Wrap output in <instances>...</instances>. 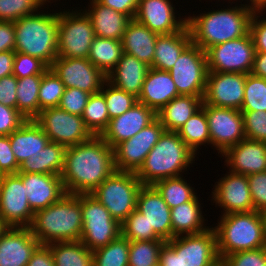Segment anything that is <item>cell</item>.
Wrapping results in <instances>:
<instances>
[{"mask_svg": "<svg viewBox=\"0 0 266 266\" xmlns=\"http://www.w3.org/2000/svg\"><path fill=\"white\" fill-rule=\"evenodd\" d=\"M114 150L101 136L66 149L61 179L68 194H90L115 171Z\"/></svg>", "mask_w": 266, "mask_h": 266, "instance_id": "1", "label": "cell"}, {"mask_svg": "<svg viewBox=\"0 0 266 266\" xmlns=\"http://www.w3.org/2000/svg\"><path fill=\"white\" fill-rule=\"evenodd\" d=\"M255 11L247 4H237L235 7L214 9L197 16L189 15L186 24L191 41L206 52L210 47L245 36Z\"/></svg>", "mask_w": 266, "mask_h": 266, "instance_id": "2", "label": "cell"}, {"mask_svg": "<svg viewBox=\"0 0 266 266\" xmlns=\"http://www.w3.org/2000/svg\"><path fill=\"white\" fill-rule=\"evenodd\" d=\"M29 229L40 245L80 240L83 217L79 194L66 193L59 201L36 211Z\"/></svg>", "mask_w": 266, "mask_h": 266, "instance_id": "3", "label": "cell"}, {"mask_svg": "<svg viewBox=\"0 0 266 266\" xmlns=\"http://www.w3.org/2000/svg\"><path fill=\"white\" fill-rule=\"evenodd\" d=\"M212 226L217 238L220 259L247 250L266 247V214L258 211L230 213L220 216Z\"/></svg>", "mask_w": 266, "mask_h": 266, "instance_id": "4", "label": "cell"}, {"mask_svg": "<svg viewBox=\"0 0 266 266\" xmlns=\"http://www.w3.org/2000/svg\"><path fill=\"white\" fill-rule=\"evenodd\" d=\"M195 157L177 132L164 131L135 174L142 185H153L161 179L182 176Z\"/></svg>", "mask_w": 266, "mask_h": 266, "instance_id": "5", "label": "cell"}, {"mask_svg": "<svg viewBox=\"0 0 266 266\" xmlns=\"http://www.w3.org/2000/svg\"><path fill=\"white\" fill-rule=\"evenodd\" d=\"M40 12L14 22V51L39 58L50 67L58 57V13Z\"/></svg>", "mask_w": 266, "mask_h": 266, "instance_id": "6", "label": "cell"}, {"mask_svg": "<svg viewBox=\"0 0 266 266\" xmlns=\"http://www.w3.org/2000/svg\"><path fill=\"white\" fill-rule=\"evenodd\" d=\"M158 266H221L215 230L175 236L159 253Z\"/></svg>", "mask_w": 266, "mask_h": 266, "instance_id": "7", "label": "cell"}, {"mask_svg": "<svg viewBox=\"0 0 266 266\" xmlns=\"http://www.w3.org/2000/svg\"><path fill=\"white\" fill-rule=\"evenodd\" d=\"M141 187L135 173L115 170L90 194L122 223L136 209Z\"/></svg>", "mask_w": 266, "mask_h": 266, "instance_id": "8", "label": "cell"}, {"mask_svg": "<svg viewBox=\"0 0 266 266\" xmlns=\"http://www.w3.org/2000/svg\"><path fill=\"white\" fill-rule=\"evenodd\" d=\"M83 229L80 241L91 251L106 246L122 234L121 223L91 194H79Z\"/></svg>", "mask_w": 266, "mask_h": 266, "instance_id": "9", "label": "cell"}, {"mask_svg": "<svg viewBox=\"0 0 266 266\" xmlns=\"http://www.w3.org/2000/svg\"><path fill=\"white\" fill-rule=\"evenodd\" d=\"M75 10L58 12V56L88 58L94 29L83 9Z\"/></svg>", "mask_w": 266, "mask_h": 266, "instance_id": "10", "label": "cell"}, {"mask_svg": "<svg viewBox=\"0 0 266 266\" xmlns=\"http://www.w3.org/2000/svg\"><path fill=\"white\" fill-rule=\"evenodd\" d=\"M208 65L206 52L191 43L169 70L180 95L204 96Z\"/></svg>", "mask_w": 266, "mask_h": 266, "instance_id": "11", "label": "cell"}, {"mask_svg": "<svg viewBox=\"0 0 266 266\" xmlns=\"http://www.w3.org/2000/svg\"><path fill=\"white\" fill-rule=\"evenodd\" d=\"M255 47L250 33L210 47L206 51L209 72L249 74L252 71Z\"/></svg>", "mask_w": 266, "mask_h": 266, "instance_id": "12", "label": "cell"}, {"mask_svg": "<svg viewBox=\"0 0 266 266\" xmlns=\"http://www.w3.org/2000/svg\"><path fill=\"white\" fill-rule=\"evenodd\" d=\"M34 121L51 142L66 147L81 144L94 136L81 116L70 114L59 107L41 110Z\"/></svg>", "mask_w": 266, "mask_h": 266, "instance_id": "13", "label": "cell"}, {"mask_svg": "<svg viewBox=\"0 0 266 266\" xmlns=\"http://www.w3.org/2000/svg\"><path fill=\"white\" fill-rule=\"evenodd\" d=\"M208 121L211 147L222 155L245 139L243 115L240 110L202 104Z\"/></svg>", "mask_w": 266, "mask_h": 266, "instance_id": "14", "label": "cell"}, {"mask_svg": "<svg viewBox=\"0 0 266 266\" xmlns=\"http://www.w3.org/2000/svg\"><path fill=\"white\" fill-rule=\"evenodd\" d=\"M164 131L160 120L156 118L134 137L118 144L113 149L115 169L136 173Z\"/></svg>", "mask_w": 266, "mask_h": 266, "instance_id": "15", "label": "cell"}, {"mask_svg": "<svg viewBox=\"0 0 266 266\" xmlns=\"http://www.w3.org/2000/svg\"><path fill=\"white\" fill-rule=\"evenodd\" d=\"M25 186L17 174L0 176V218L7 227H29L34 212Z\"/></svg>", "mask_w": 266, "mask_h": 266, "instance_id": "16", "label": "cell"}, {"mask_svg": "<svg viewBox=\"0 0 266 266\" xmlns=\"http://www.w3.org/2000/svg\"><path fill=\"white\" fill-rule=\"evenodd\" d=\"M50 68L65 88H79L90 94L100 92L107 81L106 75L87 58L57 57Z\"/></svg>", "mask_w": 266, "mask_h": 266, "instance_id": "17", "label": "cell"}, {"mask_svg": "<svg viewBox=\"0 0 266 266\" xmlns=\"http://www.w3.org/2000/svg\"><path fill=\"white\" fill-rule=\"evenodd\" d=\"M244 73L208 72L203 103L240 110L244 99Z\"/></svg>", "mask_w": 266, "mask_h": 266, "instance_id": "18", "label": "cell"}, {"mask_svg": "<svg viewBox=\"0 0 266 266\" xmlns=\"http://www.w3.org/2000/svg\"><path fill=\"white\" fill-rule=\"evenodd\" d=\"M215 182L212 191V201L223 214L254 211L247 175L228 172Z\"/></svg>", "mask_w": 266, "mask_h": 266, "instance_id": "19", "label": "cell"}, {"mask_svg": "<svg viewBox=\"0 0 266 266\" xmlns=\"http://www.w3.org/2000/svg\"><path fill=\"white\" fill-rule=\"evenodd\" d=\"M156 118L157 113L154 110L137 102L124 114L111 119L101 137L114 149L118 144L134 137Z\"/></svg>", "mask_w": 266, "mask_h": 266, "instance_id": "20", "label": "cell"}, {"mask_svg": "<svg viewBox=\"0 0 266 266\" xmlns=\"http://www.w3.org/2000/svg\"><path fill=\"white\" fill-rule=\"evenodd\" d=\"M170 0H139L135 20L157 34H172L180 31L187 19L176 17ZM180 18V19H179Z\"/></svg>", "mask_w": 266, "mask_h": 266, "instance_id": "21", "label": "cell"}, {"mask_svg": "<svg viewBox=\"0 0 266 266\" xmlns=\"http://www.w3.org/2000/svg\"><path fill=\"white\" fill-rule=\"evenodd\" d=\"M136 209L145 215L149 228L161 239H172L171 209L153 185H142Z\"/></svg>", "mask_w": 266, "mask_h": 266, "instance_id": "22", "label": "cell"}, {"mask_svg": "<svg viewBox=\"0 0 266 266\" xmlns=\"http://www.w3.org/2000/svg\"><path fill=\"white\" fill-rule=\"evenodd\" d=\"M39 245L29 227H8L0 236V266H26Z\"/></svg>", "mask_w": 266, "mask_h": 266, "instance_id": "23", "label": "cell"}, {"mask_svg": "<svg viewBox=\"0 0 266 266\" xmlns=\"http://www.w3.org/2000/svg\"><path fill=\"white\" fill-rule=\"evenodd\" d=\"M25 186L31 210L47 208L59 201L65 194L61 176L41 173H17Z\"/></svg>", "mask_w": 266, "mask_h": 266, "instance_id": "24", "label": "cell"}, {"mask_svg": "<svg viewBox=\"0 0 266 266\" xmlns=\"http://www.w3.org/2000/svg\"><path fill=\"white\" fill-rule=\"evenodd\" d=\"M222 156L230 172L248 176L266 171V142L245 138Z\"/></svg>", "mask_w": 266, "mask_h": 266, "instance_id": "25", "label": "cell"}, {"mask_svg": "<svg viewBox=\"0 0 266 266\" xmlns=\"http://www.w3.org/2000/svg\"><path fill=\"white\" fill-rule=\"evenodd\" d=\"M179 95L169 71L150 67L144 80L142 91L138 96V102L157 113Z\"/></svg>", "mask_w": 266, "mask_h": 266, "instance_id": "26", "label": "cell"}, {"mask_svg": "<svg viewBox=\"0 0 266 266\" xmlns=\"http://www.w3.org/2000/svg\"><path fill=\"white\" fill-rule=\"evenodd\" d=\"M149 69L150 66L135 56L123 52L116 67L107 74V82L138 98Z\"/></svg>", "mask_w": 266, "mask_h": 266, "instance_id": "27", "label": "cell"}, {"mask_svg": "<svg viewBox=\"0 0 266 266\" xmlns=\"http://www.w3.org/2000/svg\"><path fill=\"white\" fill-rule=\"evenodd\" d=\"M91 20L94 34L97 37L122 40L128 23V15L106 7L96 0H90L88 9L83 10Z\"/></svg>", "mask_w": 266, "mask_h": 266, "instance_id": "28", "label": "cell"}, {"mask_svg": "<svg viewBox=\"0 0 266 266\" xmlns=\"http://www.w3.org/2000/svg\"><path fill=\"white\" fill-rule=\"evenodd\" d=\"M158 35L145 25L132 19L128 23L121 40L123 52L135 56L151 67Z\"/></svg>", "mask_w": 266, "mask_h": 266, "instance_id": "29", "label": "cell"}, {"mask_svg": "<svg viewBox=\"0 0 266 266\" xmlns=\"http://www.w3.org/2000/svg\"><path fill=\"white\" fill-rule=\"evenodd\" d=\"M9 139L19 165L39 153L50 142L43 129L34 120L23 123L9 135Z\"/></svg>", "mask_w": 266, "mask_h": 266, "instance_id": "30", "label": "cell"}, {"mask_svg": "<svg viewBox=\"0 0 266 266\" xmlns=\"http://www.w3.org/2000/svg\"><path fill=\"white\" fill-rule=\"evenodd\" d=\"M192 43L187 24L178 32L158 35L152 68L169 71L180 54Z\"/></svg>", "mask_w": 266, "mask_h": 266, "instance_id": "31", "label": "cell"}, {"mask_svg": "<svg viewBox=\"0 0 266 266\" xmlns=\"http://www.w3.org/2000/svg\"><path fill=\"white\" fill-rule=\"evenodd\" d=\"M203 96L179 95L157 112L165 131L177 132L202 108Z\"/></svg>", "mask_w": 266, "mask_h": 266, "instance_id": "32", "label": "cell"}, {"mask_svg": "<svg viewBox=\"0 0 266 266\" xmlns=\"http://www.w3.org/2000/svg\"><path fill=\"white\" fill-rule=\"evenodd\" d=\"M198 198L196 195L191 201L171 208L172 239L180 235L199 234L210 228L205 226Z\"/></svg>", "mask_w": 266, "mask_h": 266, "instance_id": "33", "label": "cell"}, {"mask_svg": "<svg viewBox=\"0 0 266 266\" xmlns=\"http://www.w3.org/2000/svg\"><path fill=\"white\" fill-rule=\"evenodd\" d=\"M67 147L49 142L39 153L19 165L18 173H41L60 176L64 167Z\"/></svg>", "mask_w": 266, "mask_h": 266, "instance_id": "34", "label": "cell"}, {"mask_svg": "<svg viewBox=\"0 0 266 266\" xmlns=\"http://www.w3.org/2000/svg\"><path fill=\"white\" fill-rule=\"evenodd\" d=\"M122 54L121 40L95 36L87 59L107 76L116 67Z\"/></svg>", "mask_w": 266, "mask_h": 266, "instance_id": "35", "label": "cell"}, {"mask_svg": "<svg viewBox=\"0 0 266 266\" xmlns=\"http://www.w3.org/2000/svg\"><path fill=\"white\" fill-rule=\"evenodd\" d=\"M54 266H93V253L80 240L48 244Z\"/></svg>", "mask_w": 266, "mask_h": 266, "instance_id": "36", "label": "cell"}, {"mask_svg": "<svg viewBox=\"0 0 266 266\" xmlns=\"http://www.w3.org/2000/svg\"><path fill=\"white\" fill-rule=\"evenodd\" d=\"M42 75L17 78L16 109L27 119L34 120L39 115L38 93Z\"/></svg>", "mask_w": 266, "mask_h": 266, "instance_id": "37", "label": "cell"}, {"mask_svg": "<svg viewBox=\"0 0 266 266\" xmlns=\"http://www.w3.org/2000/svg\"><path fill=\"white\" fill-rule=\"evenodd\" d=\"M177 133L195 155L199 153L197 151L198 149H201V145L206 146L205 144H210L211 146L205 109L202 107L198 112L191 116Z\"/></svg>", "mask_w": 266, "mask_h": 266, "instance_id": "38", "label": "cell"}, {"mask_svg": "<svg viewBox=\"0 0 266 266\" xmlns=\"http://www.w3.org/2000/svg\"><path fill=\"white\" fill-rule=\"evenodd\" d=\"M153 186L160 193L170 209L191 201L197 194L194 191V187L183 178V175L161 179L156 181Z\"/></svg>", "mask_w": 266, "mask_h": 266, "instance_id": "39", "label": "cell"}, {"mask_svg": "<svg viewBox=\"0 0 266 266\" xmlns=\"http://www.w3.org/2000/svg\"><path fill=\"white\" fill-rule=\"evenodd\" d=\"M130 241L122 234L93 253V266H129Z\"/></svg>", "mask_w": 266, "mask_h": 266, "instance_id": "40", "label": "cell"}, {"mask_svg": "<svg viewBox=\"0 0 266 266\" xmlns=\"http://www.w3.org/2000/svg\"><path fill=\"white\" fill-rule=\"evenodd\" d=\"M81 117L94 136H101L107 129L110 118L106 100L101 92L90 95Z\"/></svg>", "mask_w": 266, "mask_h": 266, "instance_id": "41", "label": "cell"}, {"mask_svg": "<svg viewBox=\"0 0 266 266\" xmlns=\"http://www.w3.org/2000/svg\"><path fill=\"white\" fill-rule=\"evenodd\" d=\"M165 240L130 241L129 266H158Z\"/></svg>", "mask_w": 266, "mask_h": 266, "instance_id": "42", "label": "cell"}, {"mask_svg": "<svg viewBox=\"0 0 266 266\" xmlns=\"http://www.w3.org/2000/svg\"><path fill=\"white\" fill-rule=\"evenodd\" d=\"M65 86L54 71L49 68L43 75L38 93L39 113L47 108L58 107Z\"/></svg>", "mask_w": 266, "mask_h": 266, "instance_id": "43", "label": "cell"}, {"mask_svg": "<svg viewBox=\"0 0 266 266\" xmlns=\"http://www.w3.org/2000/svg\"><path fill=\"white\" fill-rule=\"evenodd\" d=\"M240 111H266V79L252 73L246 75Z\"/></svg>", "mask_w": 266, "mask_h": 266, "instance_id": "44", "label": "cell"}, {"mask_svg": "<svg viewBox=\"0 0 266 266\" xmlns=\"http://www.w3.org/2000/svg\"><path fill=\"white\" fill-rule=\"evenodd\" d=\"M122 235L129 241H151L163 240L154 231L149 228L145 215L137 209L131 212L121 223Z\"/></svg>", "mask_w": 266, "mask_h": 266, "instance_id": "45", "label": "cell"}, {"mask_svg": "<svg viewBox=\"0 0 266 266\" xmlns=\"http://www.w3.org/2000/svg\"><path fill=\"white\" fill-rule=\"evenodd\" d=\"M100 92L106 100L110 120L124 114L138 102L135 95L120 90L107 81L103 84Z\"/></svg>", "mask_w": 266, "mask_h": 266, "instance_id": "46", "label": "cell"}, {"mask_svg": "<svg viewBox=\"0 0 266 266\" xmlns=\"http://www.w3.org/2000/svg\"><path fill=\"white\" fill-rule=\"evenodd\" d=\"M47 0H0V21L15 22L32 15L47 4Z\"/></svg>", "mask_w": 266, "mask_h": 266, "instance_id": "47", "label": "cell"}, {"mask_svg": "<svg viewBox=\"0 0 266 266\" xmlns=\"http://www.w3.org/2000/svg\"><path fill=\"white\" fill-rule=\"evenodd\" d=\"M50 67L41 59L15 52L12 74L17 78L43 75Z\"/></svg>", "mask_w": 266, "mask_h": 266, "instance_id": "48", "label": "cell"}, {"mask_svg": "<svg viewBox=\"0 0 266 266\" xmlns=\"http://www.w3.org/2000/svg\"><path fill=\"white\" fill-rule=\"evenodd\" d=\"M245 137L266 142V111H241Z\"/></svg>", "mask_w": 266, "mask_h": 266, "instance_id": "49", "label": "cell"}, {"mask_svg": "<svg viewBox=\"0 0 266 266\" xmlns=\"http://www.w3.org/2000/svg\"><path fill=\"white\" fill-rule=\"evenodd\" d=\"M221 266H266V247L225 256Z\"/></svg>", "mask_w": 266, "mask_h": 266, "instance_id": "50", "label": "cell"}, {"mask_svg": "<svg viewBox=\"0 0 266 266\" xmlns=\"http://www.w3.org/2000/svg\"><path fill=\"white\" fill-rule=\"evenodd\" d=\"M90 95L79 88H65L58 107L70 114L82 116Z\"/></svg>", "mask_w": 266, "mask_h": 266, "instance_id": "51", "label": "cell"}, {"mask_svg": "<svg viewBox=\"0 0 266 266\" xmlns=\"http://www.w3.org/2000/svg\"><path fill=\"white\" fill-rule=\"evenodd\" d=\"M254 210L266 214V171L247 176Z\"/></svg>", "mask_w": 266, "mask_h": 266, "instance_id": "52", "label": "cell"}, {"mask_svg": "<svg viewBox=\"0 0 266 266\" xmlns=\"http://www.w3.org/2000/svg\"><path fill=\"white\" fill-rule=\"evenodd\" d=\"M26 121L16 108L0 103V136H9Z\"/></svg>", "mask_w": 266, "mask_h": 266, "instance_id": "53", "label": "cell"}, {"mask_svg": "<svg viewBox=\"0 0 266 266\" xmlns=\"http://www.w3.org/2000/svg\"><path fill=\"white\" fill-rule=\"evenodd\" d=\"M262 13L263 10H256L251 16L249 25V33L256 52H266V19L263 15H260ZM261 16H263L262 19Z\"/></svg>", "mask_w": 266, "mask_h": 266, "instance_id": "54", "label": "cell"}, {"mask_svg": "<svg viewBox=\"0 0 266 266\" xmlns=\"http://www.w3.org/2000/svg\"><path fill=\"white\" fill-rule=\"evenodd\" d=\"M19 164L12 151L9 136H0V176L17 174Z\"/></svg>", "mask_w": 266, "mask_h": 266, "instance_id": "55", "label": "cell"}, {"mask_svg": "<svg viewBox=\"0 0 266 266\" xmlns=\"http://www.w3.org/2000/svg\"><path fill=\"white\" fill-rule=\"evenodd\" d=\"M17 77L12 75L0 79V103L5 106L16 108Z\"/></svg>", "mask_w": 266, "mask_h": 266, "instance_id": "56", "label": "cell"}, {"mask_svg": "<svg viewBox=\"0 0 266 266\" xmlns=\"http://www.w3.org/2000/svg\"><path fill=\"white\" fill-rule=\"evenodd\" d=\"M98 3L112 8L115 11L128 15L131 19L135 18L139 0H96Z\"/></svg>", "mask_w": 266, "mask_h": 266, "instance_id": "57", "label": "cell"}, {"mask_svg": "<svg viewBox=\"0 0 266 266\" xmlns=\"http://www.w3.org/2000/svg\"><path fill=\"white\" fill-rule=\"evenodd\" d=\"M14 49V22L0 21V53L6 51H14Z\"/></svg>", "mask_w": 266, "mask_h": 266, "instance_id": "58", "label": "cell"}, {"mask_svg": "<svg viewBox=\"0 0 266 266\" xmlns=\"http://www.w3.org/2000/svg\"><path fill=\"white\" fill-rule=\"evenodd\" d=\"M26 266H54V259L48 245H39Z\"/></svg>", "mask_w": 266, "mask_h": 266, "instance_id": "59", "label": "cell"}, {"mask_svg": "<svg viewBox=\"0 0 266 266\" xmlns=\"http://www.w3.org/2000/svg\"><path fill=\"white\" fill-rule=\"evenodd\" d=\"M15 51L0 53V79L12 75Z\"/></svg>", "mask_w": 266, "mask_h": 266, "instance_id": "60", "label": "cell"}, {"mask_svg": "<svg viewBox=\"0 0 266 266\" xmlns=\"http://www.w3.org/2000/svg\"><path fill=\"white\" fill-rule=\"evenodd\" d=\"M251 73L255 76L266 79V52H255Z\"/></svg>", "mask_w": 266, "mask_h": 266, "instance_id": "61", "label": "cell"}, {"mask_svg": "<svg viewBox=\"0 0 266 266\" xmlns=\"http://www.w3.org/2000/svg\"><path fill=\"white\" fill-rule=\"evenodd\" d=\"M248 2L247 5L253 7L255 10H266V0H249Z\"/></svg>", "mask_w": 266, "mask_h": 266, "instance_id": "62", "label": "cell"}, {"mask_svg": "<svg viewBox=\"0 0 266 266\" xmlns=\"http://www.w3.org/2000/svg\"><path fill=\"white\" fill-rule=\"evenodd\" d=\"M8 227L4 224L3 220L0 218V236Z\"/></svg>", "mask_w": 266, "mask_h": 266, "instance_id": "63", "label": "cell"}]
</instances>
